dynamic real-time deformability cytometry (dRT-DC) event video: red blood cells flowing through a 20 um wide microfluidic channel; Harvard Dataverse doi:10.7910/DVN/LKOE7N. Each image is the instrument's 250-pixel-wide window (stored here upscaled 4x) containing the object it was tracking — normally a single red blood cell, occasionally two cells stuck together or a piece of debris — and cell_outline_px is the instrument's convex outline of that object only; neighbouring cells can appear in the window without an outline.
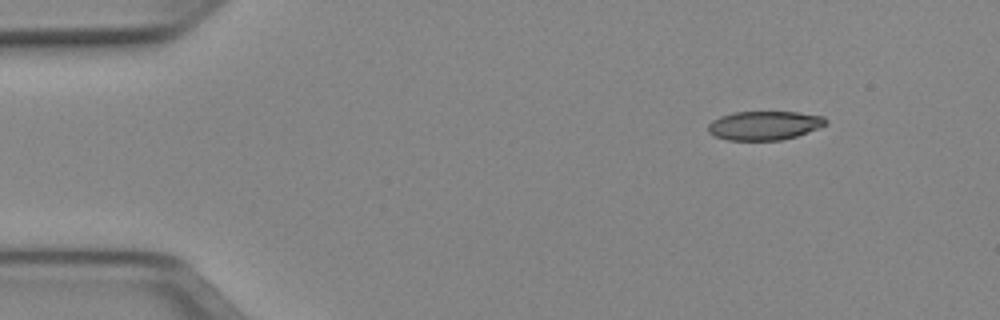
{"species": "Egyptian fruit bat (a non-hibernating species)", "species_latin": "Rousettus aegyptiacus", "temperature_condition": "cold", "stored_images_in_passage": 46, "camera_frame_rate_fps": 3000, "um_per_image_px": 0.085, "animal": {"sex": "female"}, "frame": {"image": 1, "passage_image": 1, "time_ms": 0.0, "image_size_px": [1000, 320], "cell_outline_px": [[828, 124], [820, 128], [796, 136], [780, 140], [728, 140], [716, 136], [708, 132], [708, 124], [712, 120], [720, 116], [732, 112], [796, 112], [824, 116], [828, 120]], "centroid_in_image_um": [64.99, 10.66], "position_along_channel_um": 20.0, "area_um2": 19.94}}
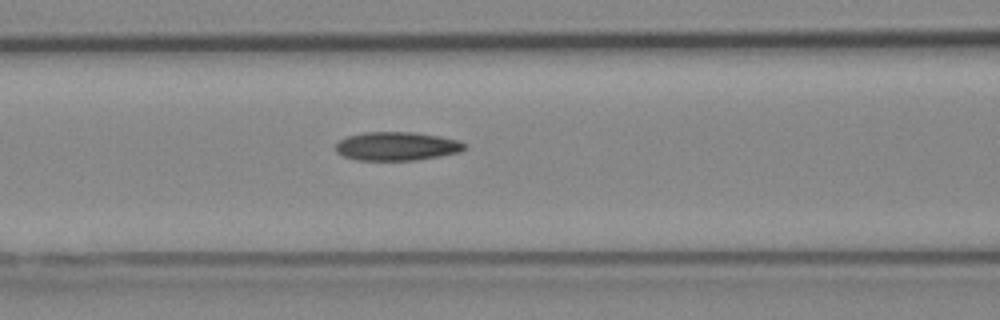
{"frame": {"image": 2, "passage_image": 16, "time_ms": 5.0, "image_size_px": [1000, 320], "cell_outline_px": [[468, 144], [460, 152], [440, 156], [416, 160], [356, 160], [344, 156], [336, 152], [336, 144], [340, 140], [348, 136], [364, 132], [412, 132], [440, 136], [460, 140]], "centroid_in_image_um": [33.75, 12.43], "position_along_channel_um": 132.8, "area_um2": 21.56}}
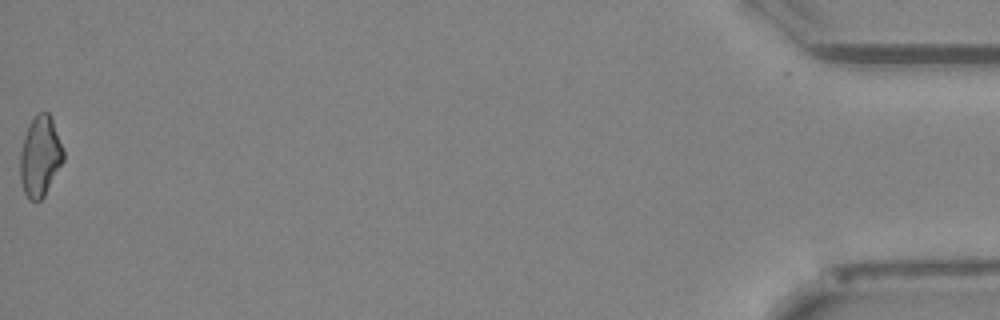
{"frame": {"image": 3, "passage_image": 46, "time_ms": 15.0, "image_size_px": [1000, 320], "cell_outline_px": [[64, 160], [44, 196], [40, 200], [28, 200], [24, 192], [20, 180], [20, 152], [24, 136], [36, 112], [48, 112], [52, 120], [64, 148]], "centroid_in_image_um": [3.41, 13.3], "position_along_channel_um": 431.8, "area_um2": 20.23}, "authors_computed_cell_mechanics": {"area_um2": 21.0681, "velocity_mm_per_s": 3.9936, "shape_relaxation_time_tau1_ms": 7.1039, "shape_relaxation_time_tau2_ms": 9.4276, "deformation_change_tau1": 0.162, "deformation_change_tau2": 0.2023}}